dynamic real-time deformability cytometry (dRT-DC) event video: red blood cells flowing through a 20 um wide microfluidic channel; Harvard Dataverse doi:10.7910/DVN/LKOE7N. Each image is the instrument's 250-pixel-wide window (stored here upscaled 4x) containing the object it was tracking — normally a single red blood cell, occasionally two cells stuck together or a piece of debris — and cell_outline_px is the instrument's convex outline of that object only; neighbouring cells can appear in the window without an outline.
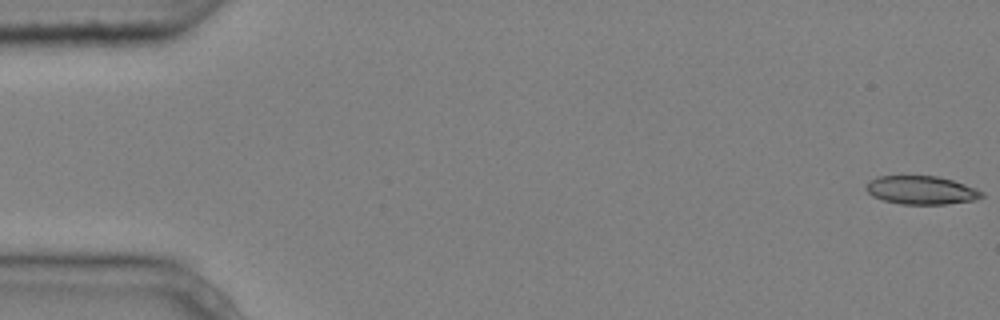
{"species": "common noctule bat (a hibernating species)", "species_latin": "Nyctalus noctula", "temperature_condition": "cold", "stored_images_in_passage": 6, "camera_frame_rate_fps": 3000, "um_per_image_px": 0.085, "animal": {"sex": "male", "body_mass_g": 20.4}, "frame": {"image": 1, "passage_image": 1, "time_ms": 0.0, "image_size_px": [1000, 320], "cell_outline_px": [[984, 196], [972, 200], [948, 204], [900, 204], [884, 200], [872, 196], [864, 188], [868, 180], [876, 176], [936, 176], [952, 180], [976, 188], [984, 192]], "centroid_in_image_um": [78.27, 16.16], "position_along_channel_um": 6.7, "area_um2": 19.19}}
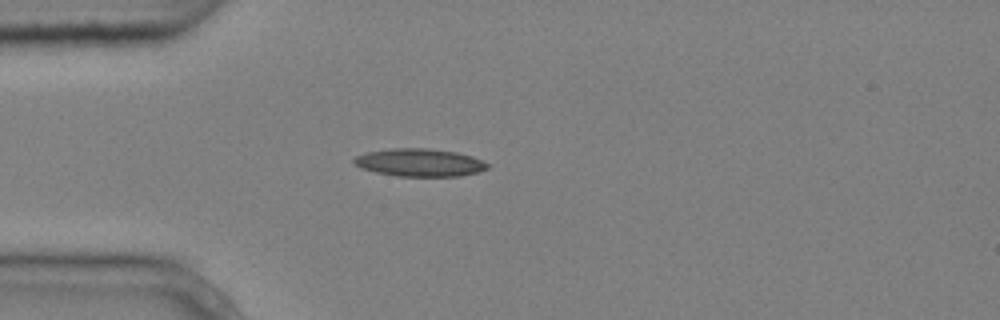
{"frame": {"image": 2, "passage_image": 5, "time_ms": 1.333, "image_size_px": [1000, 320], "cell_outline_px": [[492, 164], [488, 168], [480, 172], [460, 176], [396, 176], [376, 172], [360, 168], [352, 164], [352, 160], [356, 156], [368, 152], [392, 148], [428, 148], [456, 152], [472, 156]], "centroid_in_image_um": [35.69, 13.82], "position_along_channel_um": 49.3, "area_um2": 21.85}}